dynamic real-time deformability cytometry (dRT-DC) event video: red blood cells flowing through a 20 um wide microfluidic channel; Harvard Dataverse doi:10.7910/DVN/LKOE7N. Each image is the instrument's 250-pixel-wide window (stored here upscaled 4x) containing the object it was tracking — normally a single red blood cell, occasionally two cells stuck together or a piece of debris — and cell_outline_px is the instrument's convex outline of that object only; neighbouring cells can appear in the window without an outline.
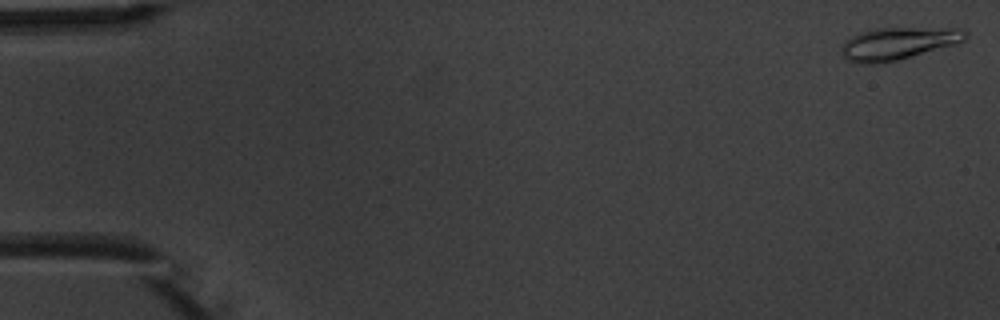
{"species": "common noctule bat (a hibernating species)", "species_latin": "Nyctalus noctula", "temperature_condition": "warm", "stored_images_in_passage": 6, "camera_frame_rate_fps": 3000, "um_per_image_px": 0.085, "animal": {"sex": "male", "body_mass_g": 20.1, "forearm_length_mm": 53.5}, "frame": {"image": 1, "passage_image": 1, "time_ms": 0.0, "image_size_px": [1000, 320], "cell_outline_px": [[968, 36], [964, 40], [956, 44], [896, 60], [880, 64], [856, 64], [848, 60], [844, 56], [840, 48], [852, 36], [860, 32], [876, 28], [964, 28], [968, 32]], "centroid_in_image_um": [76.36, 3.69], "position_along_channel_um": 8.6, "area_um2": 23.35}}